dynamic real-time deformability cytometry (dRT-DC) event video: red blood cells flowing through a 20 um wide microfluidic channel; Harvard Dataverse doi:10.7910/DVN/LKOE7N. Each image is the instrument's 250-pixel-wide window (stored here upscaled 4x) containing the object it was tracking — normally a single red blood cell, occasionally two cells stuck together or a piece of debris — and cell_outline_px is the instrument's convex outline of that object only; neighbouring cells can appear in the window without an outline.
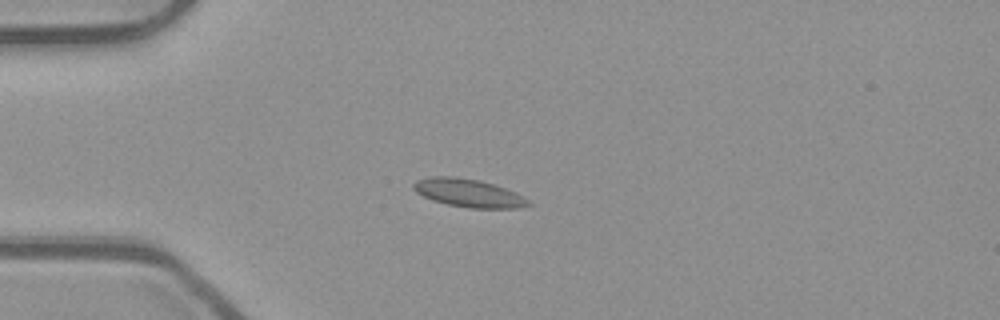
{"species": "common noctule bat (a hibernating species)", "species_latin": "Nyctalus noctula", "temperature_condition": "room temperature", "stored_images_in_passage": 54, "camera_frame_rate_fps": 3000, "um_per_image_px": 0.085, "animal": {"sex": "male", "body_mass_g": 23.1, "forearm_length_mm": 52.7}, "frame": {"image": 1, "passage_image": 15, "time_ms": 4.667, "image_size_px": [1000, 320], "cell_outline_px": [[532, 204], [520, 208], [468, 208], [448, 204], [432, 200], [416, 192], [412, 188], [412, 184], [416, 180], [432, 176], [456, 176], [480, 180], [516, 192], [528, 200]], "centroid_in_image_um": [39.8, 16.4], "position_along_channel_um": 45.2, "area_um2": 18.84}}
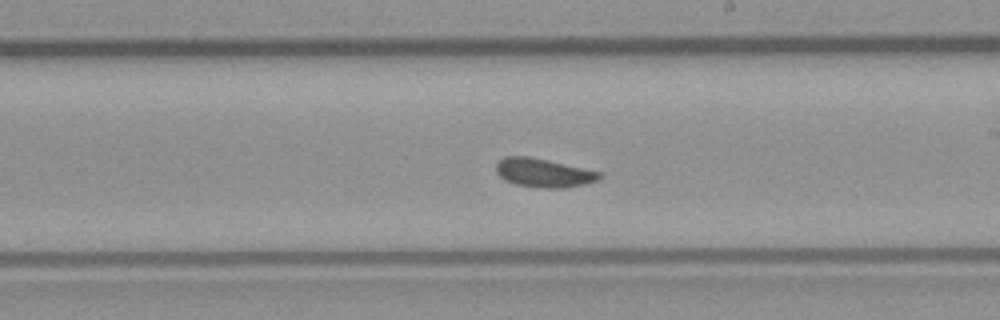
{"frame": {"image": 2, "passage_image": 32, "time_ms": 10.333, "image_size_px": [1000, 320], "cell_outline_px": [[604, 176], [600, 180], [588, 184], [564, 188], [540, 188], [516, 184], [504, 180], [496, 172], [496, 164], [504, 156], [528, 156], [548, 160], [600, 172]], "centroid_in_image_um": [46.23, 14.7], "position_along_channel_um": 242.8, "area_um2": 17.46}}
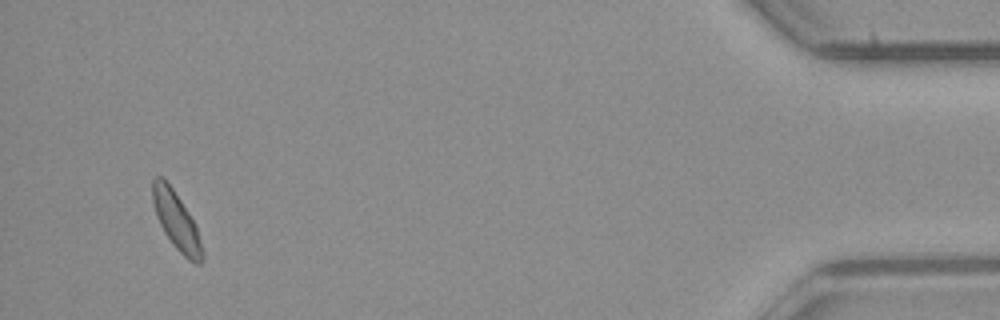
{"frame": {"image": 3, "passage_image": 52, "time_ms": 17.0, "image_size_px": [1000, 320], "cell_outline_px": [[204, 260], [200, 264], [196, 264], [188, 260], [172, 244], [164, 232], [160, 224], [152, 200], [152, 180], [156, 176], [160, 176], [172, 188], [188, 212], [196, 228], [204, 252]], "centroid_in_image_um": [15.0, 18.82], "position_along_channel_um": 420.2, "area_um2": 16.36}, "authors_computed_cell_mechanics": {"area_um2": 17.2244, "velocity_mm_per_s": 3.8558, "shape_relaxation_time_tau1_ms": 3.7955, "shape_relaxation_time_tau2_ms": null, "deformation_change_tau1": 0.0712, "deformation_change_tau2": null}}